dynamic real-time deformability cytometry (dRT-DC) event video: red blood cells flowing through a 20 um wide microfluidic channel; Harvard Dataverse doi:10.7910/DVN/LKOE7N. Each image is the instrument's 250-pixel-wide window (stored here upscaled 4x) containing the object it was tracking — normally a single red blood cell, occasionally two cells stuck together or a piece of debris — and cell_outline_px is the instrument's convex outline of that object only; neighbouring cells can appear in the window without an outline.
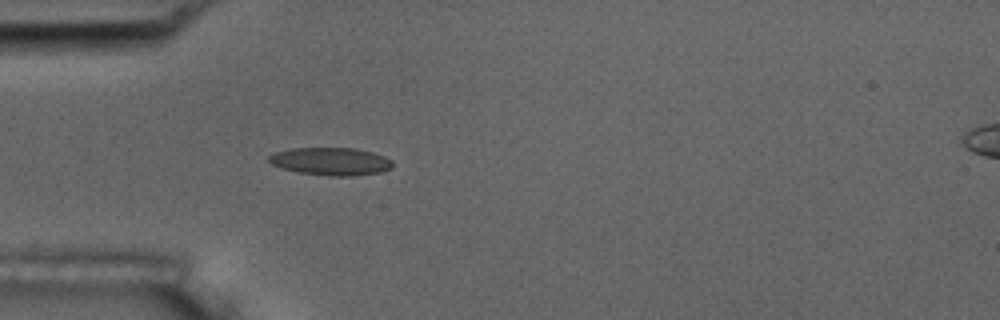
{"species": "common noctule bat (a hibernating species)", "species_latin": "Nyctalus noctula", "temperature_condition": "room temperature", "stored_images_in_passage": 5, "camera_frame_rate_fps": 3000, "um_per_image_px": 0.085, "animal": {"sex": "male", "body_mass_g": 17.5, "forearm_length_mm": 52.3}, "frame": {"image": 1, "passage_image": 5, "time_ms": 5.667, "image_size_px": [1000, 320], "cell_outline_px": [[392, 168], [380, 172], [352, 176], [328, 176], [300, 172], [284, 168], [272, 164], [268, 160], [268, 156], [272, 152], [292, 148], [356, 148], [372, 152], [384, 156], [392, 160]], "centroid_in_image_um": [28.12, 13.71], "position_along_channel_um": 56.9, "area_um2": 20.0}}